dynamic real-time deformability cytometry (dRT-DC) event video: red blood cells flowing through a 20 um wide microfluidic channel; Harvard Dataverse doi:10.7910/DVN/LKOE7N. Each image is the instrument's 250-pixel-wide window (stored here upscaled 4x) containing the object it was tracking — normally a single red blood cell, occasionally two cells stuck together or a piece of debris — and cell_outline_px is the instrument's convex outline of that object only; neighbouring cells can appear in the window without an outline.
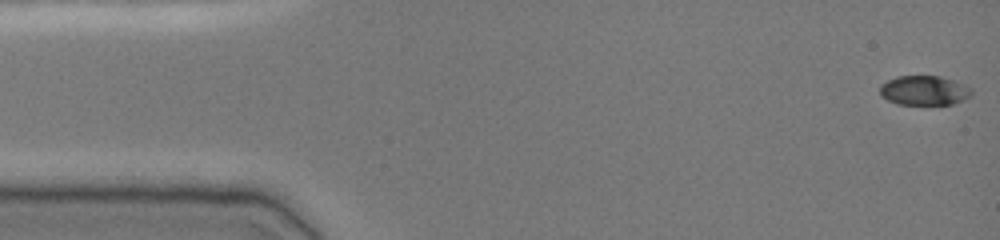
{"species": "common noctule bat (a hibernating species)", "species_latin": "Nyctalus noctula", "temperature_condition": "cold", "stored_images_in_passage": 49, "camera_frame_rate_fps": 3000, "um_per_image_px": 0.085, "animal": {"sex": "female", "body_mass_g": 19.0, "forearm_length_mm": 51.5}, "frame": {"image": 1, "passage_image": 1, "time_ms": 0.0, "image_size_px": [1000, 240], "cell_outline_px": [[972, 96], [952, 104], [896, 104], [880, 96], [880, 84], [896, 76], [940, 76], [964, 84], [972, 88]], "centroid_in_image_um": [78.55, 7.68], "position_along_channel_um": 6.5, "area_um2": 15.84}}
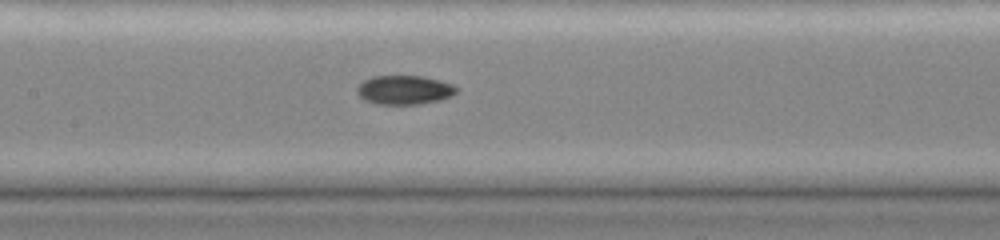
{"frame": {"image": 2, "passage_image": 23, "time_ms": 7.333, "image_size_px": [1000, 240], "cell_outline_px": [[460, 92], [452, 96], [440, 100], [420, 104], [376, 104], [364, 100], [356, 92], [356, 88], [364, 80], [372, 76], [420, 76], [440, 80], [452, 84], [460, 88]], "centroid_in_image_um": [34.41, 7.65], "position_along_channel_um": 173.0, "area_um2": 17.05}}
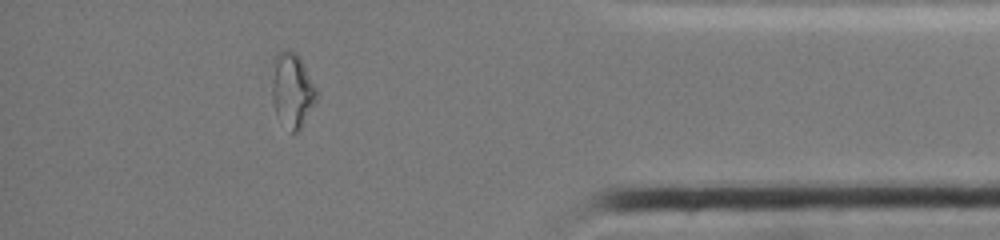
{"frame": {"image": 3, "passage_image": 43, "time_ms": 14.0, "image_size_px": [1000, 240], "cell_outline_px": [[316, 100], [300, 132], [292, 132], [276, 116], [272, 100], [272, 60], [276, 52], [284, 48], [296, 52], [300, 56], [316, 88]], "centroid_in_image_um": [24.81, 7.62], "position_along_channel_um": 410.4, "area_um2": 19.77}, "authors_computed_cell_mechanics": {"area_um2": 16.5886, "velocity_mm_per_s": 3.9004, "shape_relaxation_time_tau1_ms": null, "shape_relaxation_time_tau2_ms": 2.6068, "deformation_change_tau1": null, "deformation_change_tau2": 0.0568}}